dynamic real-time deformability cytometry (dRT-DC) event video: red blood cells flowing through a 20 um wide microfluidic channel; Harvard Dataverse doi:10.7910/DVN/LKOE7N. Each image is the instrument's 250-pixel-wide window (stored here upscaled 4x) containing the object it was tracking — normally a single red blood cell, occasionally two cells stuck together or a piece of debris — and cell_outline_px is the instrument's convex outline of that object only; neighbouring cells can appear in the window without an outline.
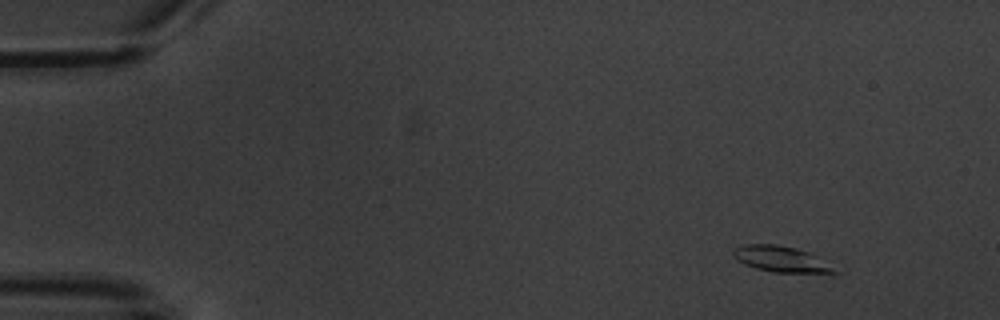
{"species": "common noctule bat (a hibernating species)", "species_latin": "Nyctalus noctula", "temperature_condition": "warm", "stored_images_in_passage": 5, "camera_frame_rate_fps": 3000, "um_per_image_px": 0.085, "animal": {"sex": "male", "body_mass_g": 20.1, "forearm_length_mm": 53.5}, "frame": {"image": 1, "passage_image": 1, "time_ms": 0.0, "image_size_px": [1000, 320], "cell_outline_px": [[840, 272], [772, 272], [756, 268], [744, 264], [736, 260], [732, 256], [732, 248], [744, 244], [776, 244], [796, 248], [808, 252], [816, 256]], "centroid_in_image_um": [66.28, 22.0], "position_along_channel_um": 18.7, "area_um2": 15.09}}
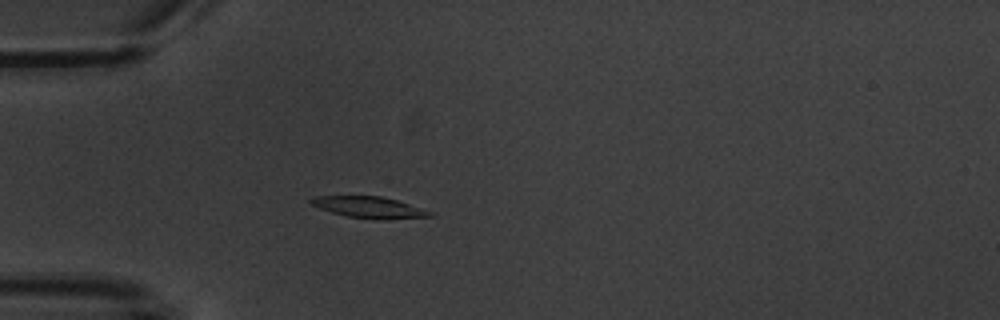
{"frame": {"image": 2, "passage_image": 4, "time_ms": 3.667, "image_size_px": [1000, 320], "cell_outline_px": [[436, 216], [384, 220], [376, 220], [348, 216], [332, 212], [320, 208], [312, 204], [308, 200], [312, 196], [380, 196], [396, 200], [436, 212]], "centroid_in_image_um": [31.46, 17.63], "position_along_channel_um": 53.5, "area_um2": 14.97}}